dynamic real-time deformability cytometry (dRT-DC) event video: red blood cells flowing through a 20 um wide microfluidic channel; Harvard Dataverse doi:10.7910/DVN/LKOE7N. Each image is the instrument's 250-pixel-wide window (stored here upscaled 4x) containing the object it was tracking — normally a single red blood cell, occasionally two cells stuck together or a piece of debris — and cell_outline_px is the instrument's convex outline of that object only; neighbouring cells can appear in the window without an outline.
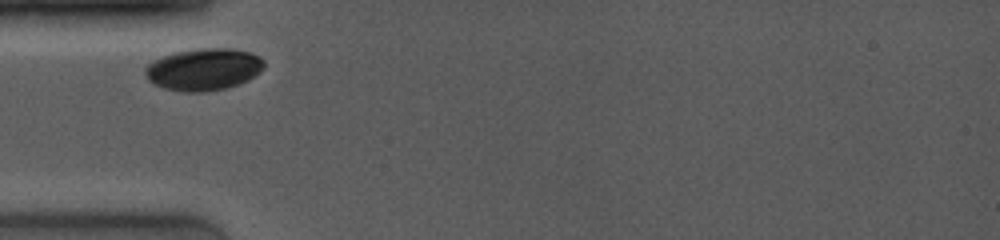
{"species": "common noctule bat (a hibernating species)", "species_latin": "Nyctalus noctula", "temperature_condition": "room temperature", "stored_images_in_passage": 31, "camera_frame_rate_fps": 4000, "um_per_image_px": 0.085, "animal": {"sex": "female", "body_mass_g": 19.0, "forearm_length_mm": 53.3}, "frame": {"image": 1, "passage_image": 1, "time_ms": 0.0, "image_size_px": [1000, 240], "cell_outline_px": [[264, 68], [248, 80], [228, 88], [208, 92], [184, 92], [164, 88], [152, 84], [148, 80], [144, 72], [144, 68], [148, 64], [172, 52], [200, 48], [232, 48], [252, 52], [260, 56], [264, 60]], "centroid_in_image_um": [17.32, 5.9], "position_along_channel_um": 67.7, "area_um2": 29.48}}
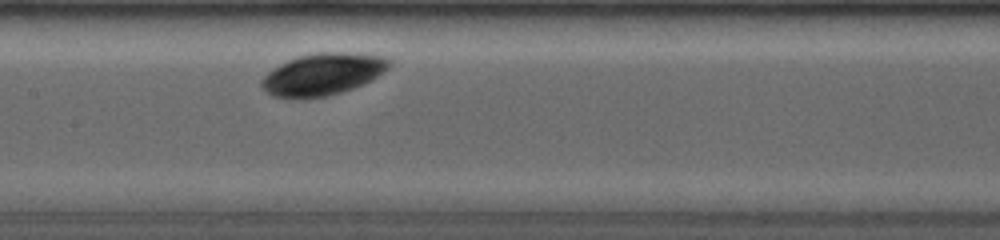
{"frame": {"image": 2, "passage_image": 11, "time_ms": 3.0, "image_size_px": [1000, 240], "cell_outline_px": [[392, 64], [384, 72], [372, 80], [364, 84], [328, 96], [296, 100], [292, 100], [272, 96], [264, 92], [260, 84], [260, 80], [268, 72], [280, 64], [296, 56], [316, 52], [344, 52], [388, 56], [392, 60]], "centroid_in_image_um": [27.42, 6.32], "position_along_channel_um": 180.0, "area_um2": 31.96}}
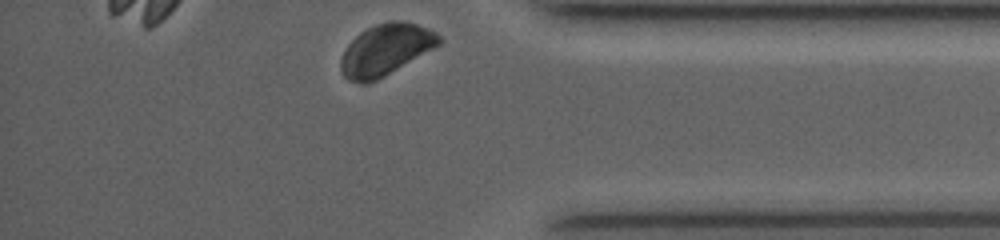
{"frame": {"image": 3, "passage_image": 31, "time_ms": 9.0, "image_size_px": [1000, 240], "cell_outline_px": [[444, 40], [440, 44], [384, 76], [368, 84], [360, 84], [348, 80], [340, 72], [340, 60], [348, 44], [360, 32], [376, 24], [388, 20], [404, 20], [428, 28], [436, 32]], "centroid_in_image_um": [32.76, 4.22], "position_along_channel_um": 402.4, "area_um2": 29.36}}